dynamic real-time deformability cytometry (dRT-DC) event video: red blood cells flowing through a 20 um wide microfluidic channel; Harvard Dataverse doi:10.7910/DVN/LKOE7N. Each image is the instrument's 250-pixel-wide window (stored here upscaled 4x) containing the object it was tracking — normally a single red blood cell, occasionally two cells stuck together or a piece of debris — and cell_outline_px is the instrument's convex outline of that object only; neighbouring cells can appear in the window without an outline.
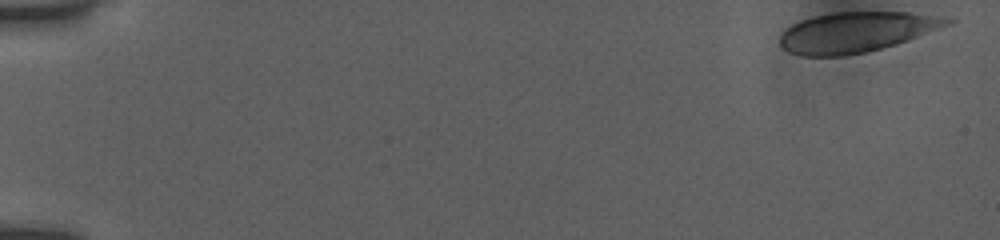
{"species": "human", "species_latin": "Homo sapiens", "temperature_condition": "room temperature", "stored_images_in_passage": 52, "camera_frame_rate_fps": 3000, "um_per_image_px": 0.085, "donor": {"sex": "female"}, "frame": {"image": 1, "passage_image": 1, "time_ms": 0.0, "image_size_px": [1000, 240], "cell_outline_px": [[956, 20], [952, 24], [908, 40], [896, 44], [868, 52], [844, 56], [804, 56], [788, 52], [780, 44], [780, 36], [792, 24], [800, 20], [812, 16], [836, 12], [908, 12], [944, 16]], "centroid_in_image_um": [72.83, 2.72], "position_along_channel_um": 12.2, "area_um2": 39.42}}
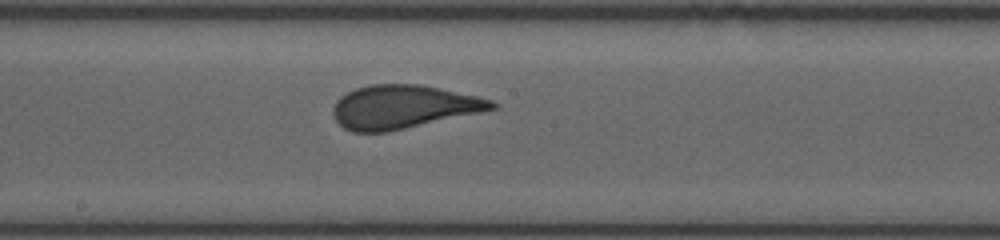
{"frame": {"image": 2, "passage_image": 29, "time_ms": 9.333, "image_size_px": [1000, 240], "cell_outline_px": [[500, 108], [388, 132], [352, 132], [344, 128], [336, 120], [332, 112], [332, 108], [336, 100], [340, 96], [356, 88], [368, 84], [416, 84], [476, 96], [492, 100], [500, 104]], "centroid_in_image_um": [34.27, 9.09], "position_along_channel_um": 213.9, "area_um2": 40.17}}
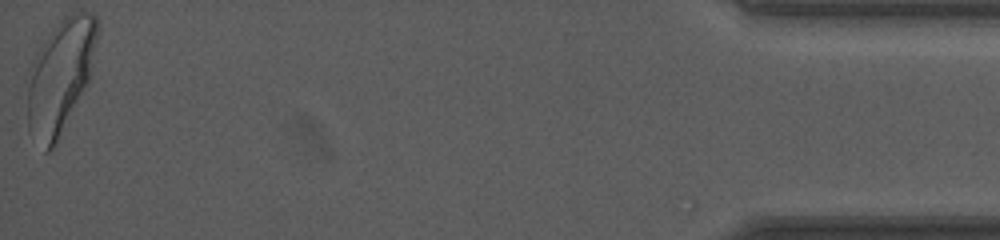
{"frame": {"image": 3, "passage_image": 52, "time_ms": 17.0, "image_size_px": [1000, 240], "cell_outline_px": [[96, 36], [92, 72], [56, 144], [48, 152], [44, 152], [28, 132], [28, 68], [40, 48], [60, 20], [64, 16], [72, 12], [92, 12], [96, 16]], "centroid_in_image_um": [5.1, 6.51], "position_along_channel_um": 430.1, "area_um2": 45.6}, "authors_computed_cell_mechanics": {"area_um2": 40.2866, "velocity_mm_per_s": 3.9095, "shape_relaxation_time_tau1_ms": 6.0353, "shape_relaxation_time_tau2_ms": null, "deformation_change_tau1": 0.2014, "deformation_change_tau2": null}}